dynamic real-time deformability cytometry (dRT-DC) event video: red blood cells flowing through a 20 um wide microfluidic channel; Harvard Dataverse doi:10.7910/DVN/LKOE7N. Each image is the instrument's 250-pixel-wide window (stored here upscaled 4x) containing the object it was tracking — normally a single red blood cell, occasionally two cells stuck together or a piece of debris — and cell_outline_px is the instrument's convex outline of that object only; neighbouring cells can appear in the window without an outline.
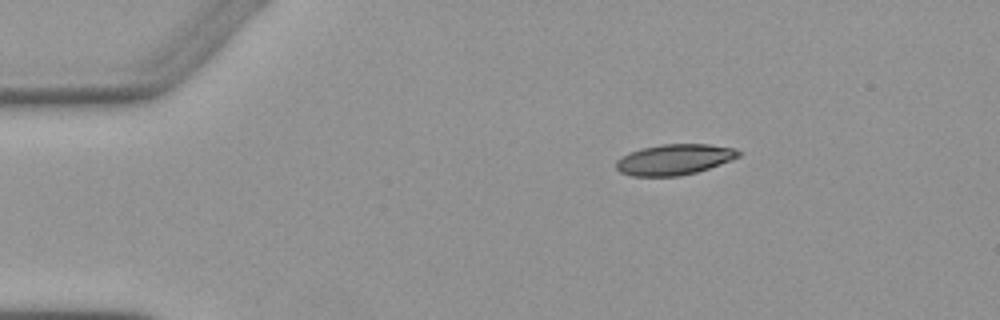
{"species": "Egyptian fruit bat (a non-hibernating species)", "species_latin": "Rousettus aegyptiacus", "temperature_condition": "warm", "stored_images_in_passage": 3, "camera_frame_rate_fps": 3000, "um_per_image_px": 0.085, "animal": {"sex": "female"}, "frame": {"image": 1, "passage_image": 1, "time_ms": 0.0, "image_size_px": [1000, 320], "cell_outline_px": [[740, 156], [732, 160], [696, 172], [680, 176], [632, 176], [620, 172], [616, 168], [616, 160], [640, 148], [660, 144], [708, 144], [732, 148], [740, 152]], "centroid_in_image_um": [57.31, 13.56], "position_along_channel_um": 27.7, "area_um2": 21.73}}
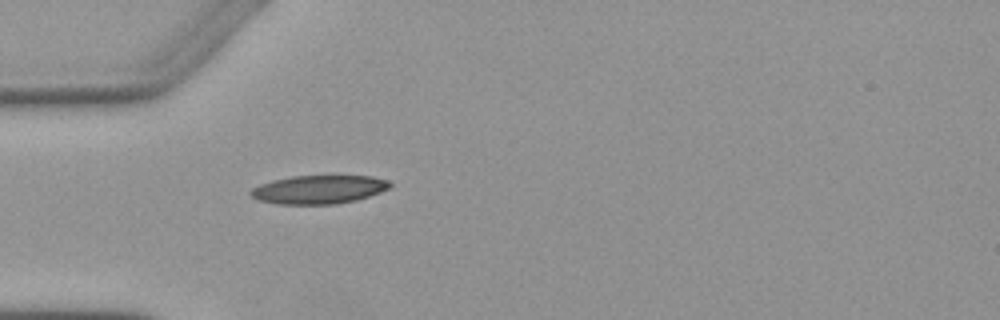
{"frame": {"image": 2, "passage_image": 3, "time_ms": 2.333, "image_size_px": [1000, 320], "cell_outline_px": [[392, 188], [356, 200], [336, 204], [276, 204], [256, 200], [248, 192], [252, 188], [260, 184], [272, 180], [292, 176], [372, 176], [388, 180], [392, 184]], "centroid_in_image_um": [27.09, 16.11], "position_along_channel_um": 57.9, "area_um2": 23.29}}